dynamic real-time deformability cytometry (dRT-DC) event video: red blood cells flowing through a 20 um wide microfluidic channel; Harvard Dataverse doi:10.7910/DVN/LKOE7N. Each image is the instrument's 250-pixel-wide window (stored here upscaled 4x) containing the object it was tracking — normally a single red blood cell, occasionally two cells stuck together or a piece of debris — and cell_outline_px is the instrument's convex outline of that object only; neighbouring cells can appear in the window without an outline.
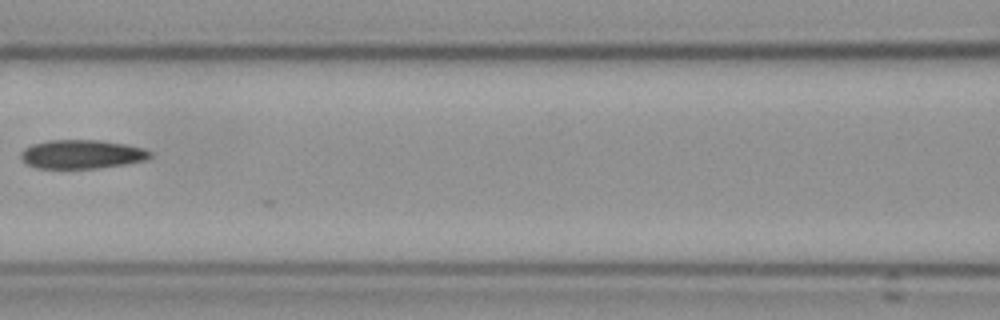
{"species": "Egyptian fruit bat (a non-hibernating species)", "species_latin": "Rousettus aegyptiacus", "temperature_condition": "cold", "stored_images_in_passage": 17, "camera_frame_rate_fps": 3000, "um_per_image_px": 0.085, "frame": {"image": 1, "passage_image": 8, "time_ms": 2.333, "image_size_px": [1000, 320], "cell_outline_px": [[152, 156], [144, 160], [124, 164], [96, 168], [36, 168], [28, 164], [20, 156], [20, 152], [24, 148], [32, 144], [48, 140], [100, 140], [128, 144], [144, 148], [152, 152]], "centroid_in_image_um": [6.96, 13.1], "position_along_channel_um": 159.6, "area_um2": 21.73}}